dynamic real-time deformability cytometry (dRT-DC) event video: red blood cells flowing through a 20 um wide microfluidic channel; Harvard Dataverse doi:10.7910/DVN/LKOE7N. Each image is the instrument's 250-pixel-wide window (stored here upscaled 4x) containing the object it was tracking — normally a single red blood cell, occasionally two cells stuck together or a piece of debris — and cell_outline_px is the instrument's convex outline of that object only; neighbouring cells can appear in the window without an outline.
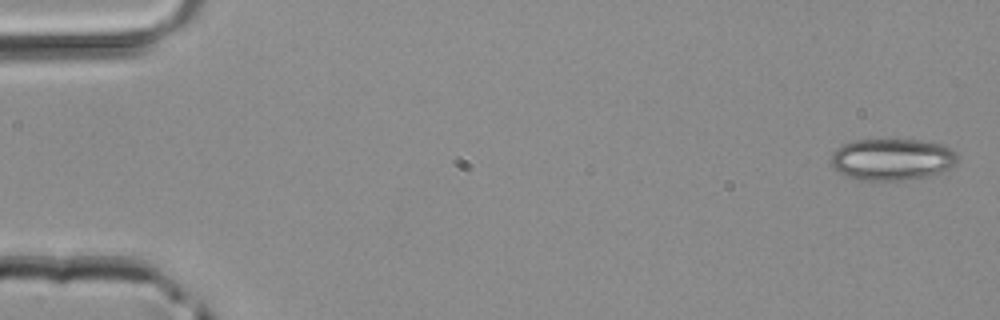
{"species": "common noctule bat (a hibernating species)", "species_latin": "Nyctalus noctula", "temperature_condition": "room temperature", "stored_images_in_passage": 3, "camera_frame_rate_fps": 3000, "um_per_image_px": 0.085, "animal": {"sex": "male", "body_mass_g": 20.4}, "frame": {"image": 1, "passage_image": 1, "time_ms": 0.0, "image_size_px": [1000, 320], "cell_outline_px": [[960, 156], [956, 164], [944, 172], [920, 180], [864, 180], [844, 176], [836, 172], [832, 164], [832, 152], [840, 144], [856, 140], [920, 140], [940, 144], [952, 148]], "centroid_in_image_um": [75.88, 13.57], "position_along_channel_um": 9.1, "area_um2": 31.5}}